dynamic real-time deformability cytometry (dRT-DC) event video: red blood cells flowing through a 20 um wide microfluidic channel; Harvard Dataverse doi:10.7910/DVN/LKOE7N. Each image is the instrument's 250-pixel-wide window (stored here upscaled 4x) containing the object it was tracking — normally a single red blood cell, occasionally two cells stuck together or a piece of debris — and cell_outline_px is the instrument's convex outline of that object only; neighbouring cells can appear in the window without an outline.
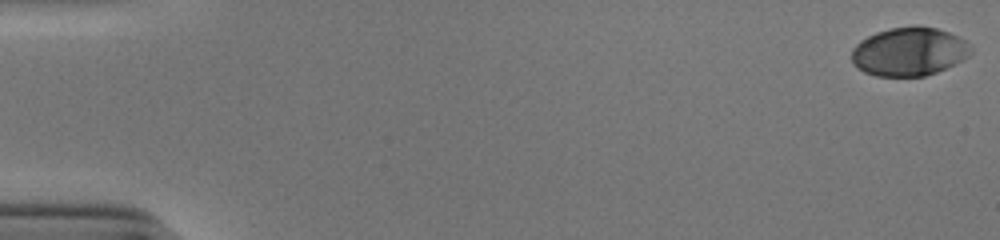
{"species": "human", "species_latin": "Homo sapiens", "temperature_condition": "cold", "stored_images_in_passage": 45, "camera_frame_rate_fps": 3000, "um_per_image_px": 0.085, "donor": {"sex": "male"}, "frame": {"image": 1, "passage_image": 1, "time_ms": 0.0, "image_size_px": [1000, 240], "cell_outline_px": [[972, 52], [968, 56], [936, 72], [924, 76], [876, 76], [864, 72], [852, 64], [852, 48], [860, 40], [876, 32], [888, 28], [916, 24], [936, 28], [948, 32], [964, 40], [968, 44]], "centroid_in_image_um": [77.22, 4.37], "position_along_channel_um": 7.8, "area_um2": 33.76}}
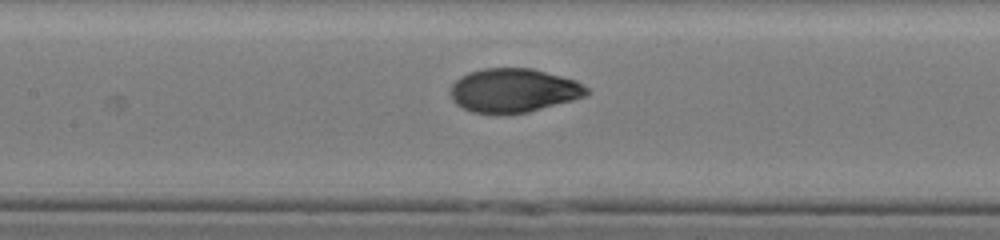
{"frame": {"image": 2, "passage_image": 26, "time_ms": 8.333, "image_size_px": [1000, 240], "cell_outline_px": [[592, 92], [584, 96], [572, 100], [528, 112], [472, 112], [456, 104], [452, 100], [452, 84], [460, 76], [468, 72], [484, 68], [532, 68], [576, 80], [588, 88]], "centroid_in_image_um": [43.67, 7.66], "position_along_channel_um": 163.7, "area_um2": 34.39}}
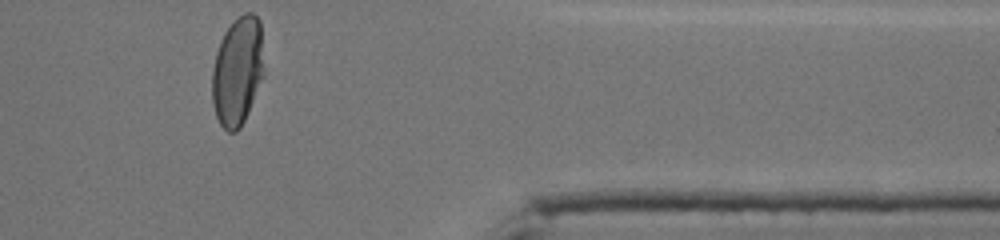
{"frame": {"image": 3, "passage_image": 45, "time_ms": 14.667, "image_size_px": [1000, 240], "cell_outline_px": [[264, 76], [248, 112], [240, 128], [236, 132], [228, 132], [220, 124], [216, 116], [212, 104], [212, 68], [216, 52], [220, 40], [224, 32], [244, 12], [252, 12], [260, 20]], "centroid_in_image_um": [20.18, 6.06], "position_along_channel_um": 391.2, "area_um2": 32.95}, "authors_computed_cell_mechanics": {"area_um2": 34.4488, "velocity_mm_per_s": 3.8761, "shape_relaxation_time_tau1_ms": 4.1903, "shape_relaxation_time_tau2_ms": null, "deformation_change_tau1": 0.1766, "deformation_change_tau2": null}}